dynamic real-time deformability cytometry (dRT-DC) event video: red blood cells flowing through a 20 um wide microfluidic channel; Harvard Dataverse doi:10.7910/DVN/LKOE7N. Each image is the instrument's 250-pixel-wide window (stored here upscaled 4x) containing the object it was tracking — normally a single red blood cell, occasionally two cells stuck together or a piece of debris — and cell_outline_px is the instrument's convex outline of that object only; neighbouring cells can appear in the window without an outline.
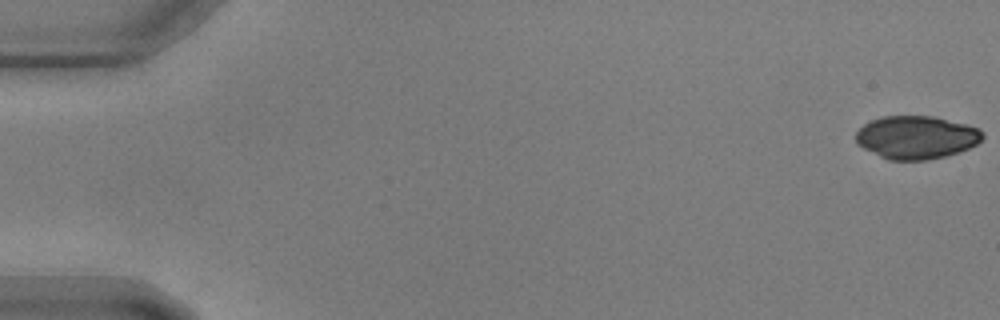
{"species": "common noctule bat (a hibernating species)", "species_latin": "Nyctalus noctula", "temperature_condition": "warm", "stored_images_in_passage": 58, "camera_frame_rate_fps": 3000, "um_per_image_px": 0.085, "animal": {"sex": "male", "body_mass_g": 17.9, "forearm_length_mm": 54.2}, "frame": {"image": 1, "passage_image": 1, "time_ms": 0.0, "image_size_px": [1000, 320], "cell_outline_px": [[984, 136], [976, 144], [968, 148], [944, 156], [928, 160], [888, 160], [856, 144], [856, 132], [864, 124], [872, 120], [884, 116], [932, 116], [980, 128], [984, 132]], "centroid_in_image_um": [77.88, 11.67], "position_along_channel_um": 7.1, "area_um2": 31.56}}